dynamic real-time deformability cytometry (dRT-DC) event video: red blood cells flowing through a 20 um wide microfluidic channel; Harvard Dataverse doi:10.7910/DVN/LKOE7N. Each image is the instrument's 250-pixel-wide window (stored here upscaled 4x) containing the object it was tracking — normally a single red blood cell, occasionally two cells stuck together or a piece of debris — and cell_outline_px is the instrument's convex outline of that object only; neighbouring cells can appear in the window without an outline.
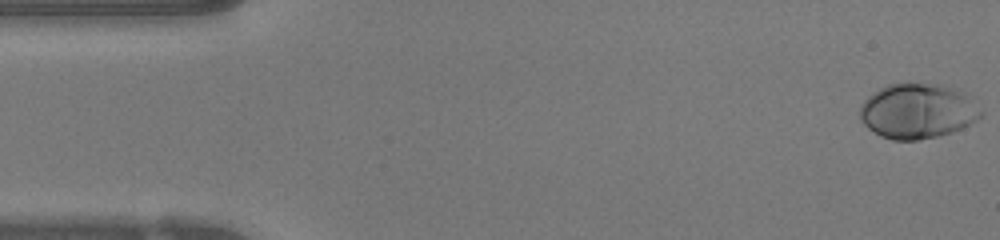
{"species": "human", "species_latin": "Homo sapiens", "temperature_condition": "warm", "stored_images_in_passage": 48, "camera_frame_rate_fps": 3000, "um_per_image_px": 0.085, "donor": {"sex": "female"}, "frame": {"image": 1, "passage_image": 1, "time_ms": 0.0, "image_size_px": [1000, 240], "cell_outline_px": [[984, 116], [952, 132], [936, 136], [916, 140], [892, 140], [880, 136], [868, 128], [860, 120], [860, 104], [868, 96], [880, 88], [888, 84], [944, 84], [952, 88], [964, 96], [984, 112]], "centroid_in_image_um": [77.94, 9.46], "position_along_channel_um": 7.1, "area_um2": 38.26}}
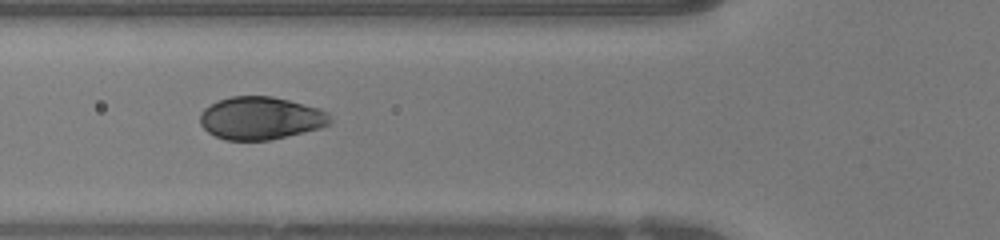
{"frame": {"image": 2, "passage_image": 17, "time_ms": 5.333, "image_size_px": [1000, 240], "cell_outline_px": [[332, 124], [320, 128], [268, 140], [224, 140], [208, 132], [200, 124], [200, 112], [204, 108], [220, 100], [232, 96], [272, 96], [320, 108], [328, 112], [332, 120]], "centroid_in_image_um": [22.17, 10.04], "position_along_channel_um": 103.6, "area_um2": 32.37}}
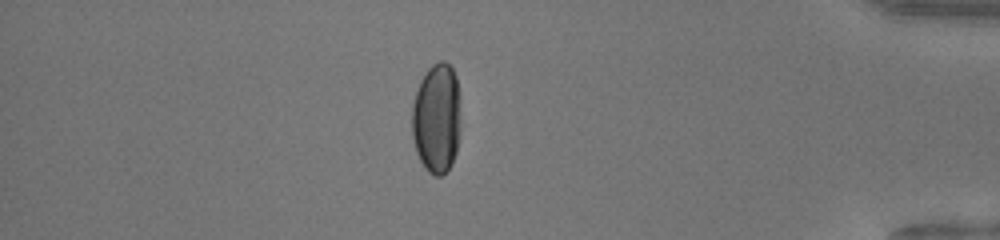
{"frame": {"image": 3, "passage_image": 41, "time_ms": 13.333, "image_size_px": [1000, 240], "cell_outline_px": [[460, 132], [456, 152], [452, 164], [440, 176], [436, 176], [428, 172], [424, 168], [416, 152], [412, 136], [412, 104], [420, 80], [428, 68], [432, 64], [440, 60], [444, 60], [452, 68], [456, 76], [460, 92]], "centroid_in_image_um": [37.13, 10.04], "position_along_channel_um": 398.1, "area_um2": 31.85}, "authors_computed_cell_mechanics": {"area_um2": 34.3043, "velocity_mm_per_s": 4.2079, "shape_relaxation_time_tau1_ms": 3.3119, "shape_relaxation_time_tau2_ms": null, "deformation_change_tau1": 0.1842, "deformation_change_tau2": null}}